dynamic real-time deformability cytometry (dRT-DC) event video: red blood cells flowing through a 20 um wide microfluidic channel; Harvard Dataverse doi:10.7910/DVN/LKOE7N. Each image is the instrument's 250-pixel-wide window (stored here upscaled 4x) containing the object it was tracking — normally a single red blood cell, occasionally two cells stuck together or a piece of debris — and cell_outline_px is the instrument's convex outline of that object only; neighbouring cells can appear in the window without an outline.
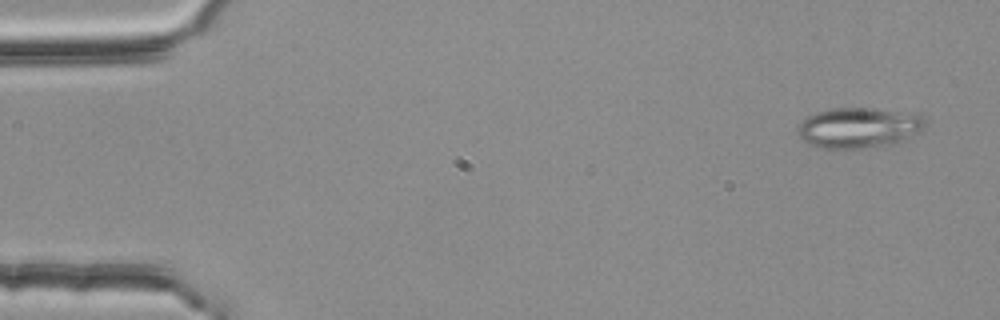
{"species": "common noctule bat (a hibernating species)", "species_latin": "Nyctalus noctula", "temperature_condition": "room temperature", "stored_images_in_passage": 4, "camera_frame_rate_fps": 3000, "um_per_image_px": 0.085, "animal": {"sex": "female", "body_mass_g": 25.1}, "frame": {"image": 1, "passage_image": 1, "time_ms": 0.0, "image_size_px": [1000, 320], "cell_outline_px": [[928, 124], [920, 132], [896, 144], [860, 148], [816, 148], [808, 144], [796, 132], [796, 128], [808, 116], [816, 112], [832, 108], [872, 108], [920, 112], [928, 120]], "centroid_in_image_um": [73.09, 10.84], "position_along_channel_um": 11.9, "area_um2": 30.81}}